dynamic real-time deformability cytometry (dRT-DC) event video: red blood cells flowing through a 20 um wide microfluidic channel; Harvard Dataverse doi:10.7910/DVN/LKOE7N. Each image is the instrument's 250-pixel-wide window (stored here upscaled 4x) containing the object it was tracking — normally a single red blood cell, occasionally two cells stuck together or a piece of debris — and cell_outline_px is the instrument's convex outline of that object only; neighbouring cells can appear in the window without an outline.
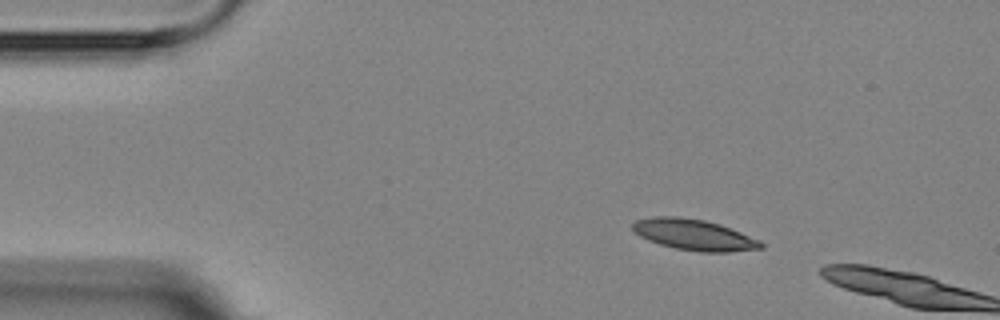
{"species": "Egyptian fruit bat (a non-hibernating species)", "species_latin": "Rousettus aegyptiacus", "temperature_condition": "room temperature", "stored_images_in_passage": 2, "camera_frame_rate_fps": 3000, "um_per_image_px": 0.085, "animal": {"sex": "female"}, "frame": {"image": 1, "passage_image": 1, "time_ms": 0.0, "image_size_px": [1000, 320], "cell_outline_px": [[764, 248], [728, 252], [700, 252], [676, 248], [660, 244], [648, 240], [640, 236], [632, 228], [632, 224], [636, 220], [652, 216], [680, 216], [704, 220], [720, 224], [760, 240], [764, 244]], "centroid_in_image_um": [59.0, 19.95], "position_along_channel_um": 26.0, "area_um2": 23.12}}